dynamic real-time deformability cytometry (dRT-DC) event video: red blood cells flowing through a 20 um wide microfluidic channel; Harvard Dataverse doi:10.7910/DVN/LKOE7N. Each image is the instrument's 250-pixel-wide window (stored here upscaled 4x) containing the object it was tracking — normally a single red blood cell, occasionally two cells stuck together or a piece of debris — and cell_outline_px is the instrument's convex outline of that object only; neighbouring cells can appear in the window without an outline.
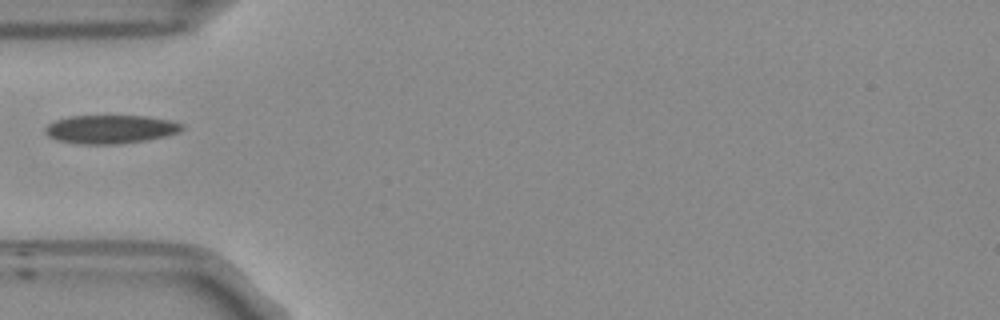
{"species": "Egyptian fruit bat (a non-hibernating species)", "species_latin": "Rousettus aegyptiacus", "temperature_condition": "room temperature", "stored_images_in_passage": 30, "camera_frame_rate_fps": 3000, "um_per_image_px": 0.085, "frame": {"image": 1, "passage_image": 1, "time_ms": 0.0, "image_size_px": [1000, 320], "cell_outline_px": [[184, 128], [180, 132], [164, 136], [144, 140], [120, 144], [80, 144], [56, 140], [48, 136], [44, 132], [44, 128], [48, 124], [56, 120], [68, 116], [148, 116], [172, 120], [184, 124]], "centroid_in_image_um": [9.39, 10.98], "position_along_channel_um": 75.6, "area_um2": 22.89}}
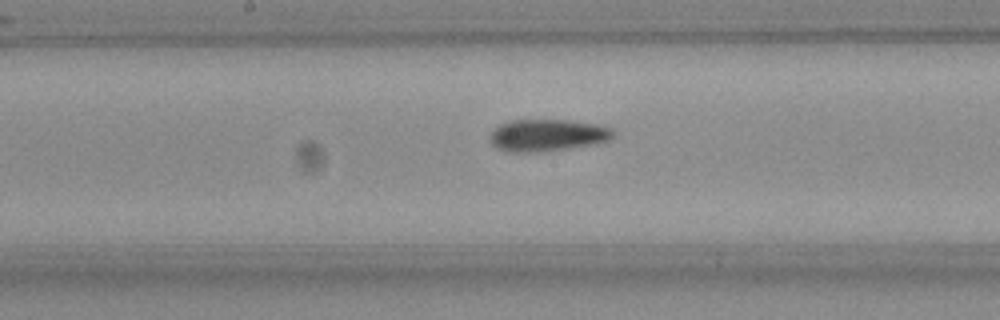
{"frame": {"image": 2, "passage_image": 11, "time_ms": 3.333, "image_size_px": [1000, 320], "cell_outline_px": [[616, 132], [608, 140], [592, 144], [568, 148], [536, 152], [508, 152], [496, 148], [492, 144], [488, 136], [500, 124], [508, 120], [572, 120], [600, 124], [612, 128]], "centroid_in_image_um": [46.52, 11.48], "position_along_channel_um": 201.7, "area_um2": 23.12}}
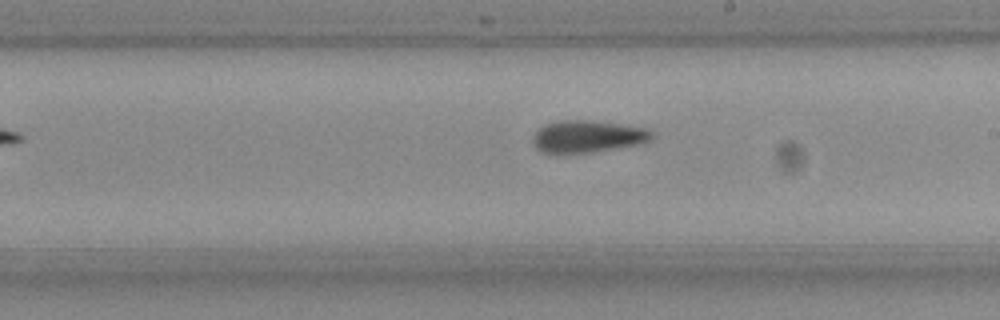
{"frame": {"image": 3, "passage_image": 14, "time_ms": 4.333, "image_size_px": [1000, 320], "cell_outline_px": [[656, 136], [652, 140], [636, 144], [592, 152], [540, 152], [532, 144], [532, 136], [544, 124], [556, 120], [592, 120], [648, 128]], "centroid_in_image_um": [49.94, 11.57], "position_along_channel_um": 239.1, "area_um2": 22.25}}